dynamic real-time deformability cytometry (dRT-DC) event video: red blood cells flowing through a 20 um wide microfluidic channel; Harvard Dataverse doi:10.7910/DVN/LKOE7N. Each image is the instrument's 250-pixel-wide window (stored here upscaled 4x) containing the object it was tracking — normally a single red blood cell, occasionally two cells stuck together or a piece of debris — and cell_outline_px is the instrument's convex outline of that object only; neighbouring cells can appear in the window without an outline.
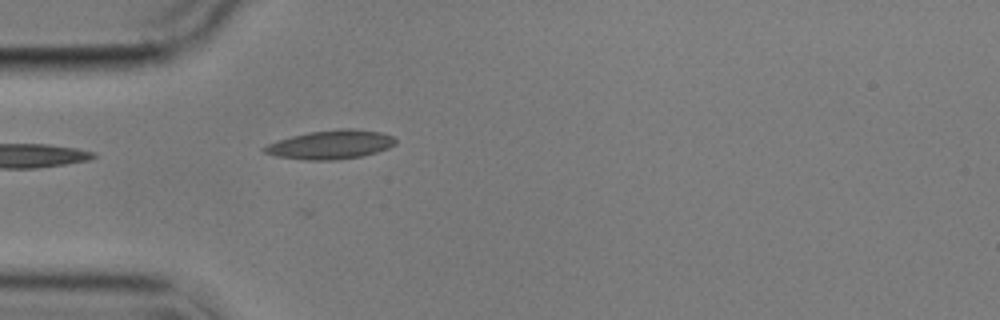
{"species": "common noctule bat (a hibernating species)", "species_latin": "Nyctalus noctula", "temperature_condition": "cold", "stored_images_in_passage": 1, "camera_frame_rate_fps": 3000, "um_per_image_px": 0.085, "animal": {"sex": "male", "body_mass_g": 17.9}, "frame": {"image": 1, "passage_image": 1, "time_ms": 0.0, "image_size_px": [1000, 320], "cell_outline_px": [[396, 144], [388, 148], [376, 152], [360, 156], [336, 160], [304, 160], [276, 156], [264, 152], [260, 148], [268, 144], [292, 136], [308, 132], [340, 128], [352, 128], [380, 132], [392, 136], [396, 140]], "centroid_in_image_um": [28.1, 12.29], "position_along_channel_um": 56.9, "area_um2": 22.02}}